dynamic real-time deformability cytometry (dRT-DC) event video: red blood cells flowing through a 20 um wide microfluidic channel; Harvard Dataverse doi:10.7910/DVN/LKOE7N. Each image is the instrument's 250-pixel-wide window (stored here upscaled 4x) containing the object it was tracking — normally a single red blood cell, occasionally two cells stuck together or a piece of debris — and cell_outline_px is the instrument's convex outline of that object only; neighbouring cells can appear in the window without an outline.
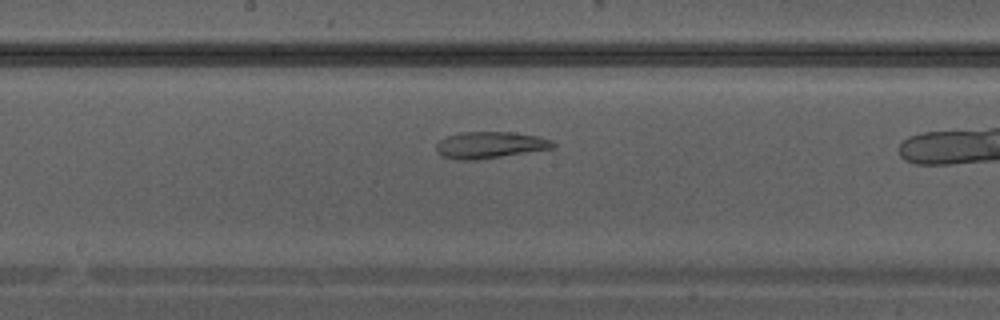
{"species": "Egyptian fruit bat (a non-hibernating species)", "species_latin": "Rousettus aegyptiacus", "temperature_condition": "warm", "stored_images_in_passage": 24, "camera_frame_rate_fps": 3000, "um_per_image_px": 0.085, "animal": {"sex": "male"}, "frame": {"image": 1, "passage_image": 14, "time_ms": 4.333, "image_size_px": [1000, 320], "cell_outline_px": [[556, 148], [472, 160], [460, 160], [440, 156], [436, 152], [436, 144], [444, 136], [460, 132], [512, 132], [536, 136], [552, 140], [556, 144]], "centroid_in_image_um": [41.61, 12.32], "position_along_channel_um": 206.6, "area_um2": 18.15}}